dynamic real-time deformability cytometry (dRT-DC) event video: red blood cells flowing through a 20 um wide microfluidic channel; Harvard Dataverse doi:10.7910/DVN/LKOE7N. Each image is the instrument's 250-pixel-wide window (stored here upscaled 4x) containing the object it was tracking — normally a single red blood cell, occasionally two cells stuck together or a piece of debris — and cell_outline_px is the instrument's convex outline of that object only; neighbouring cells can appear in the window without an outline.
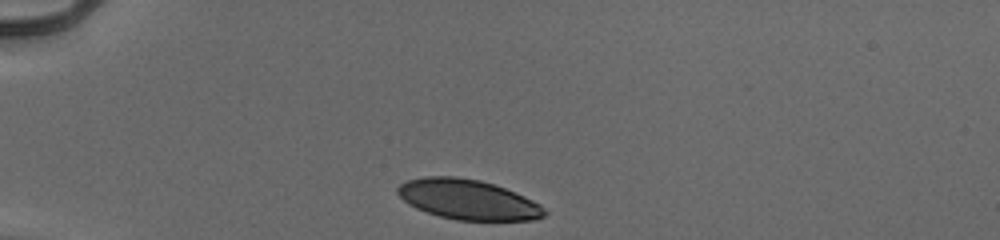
{"species": "human", "species_latin": "Homo sapiens", "temperature_condition": "cold", "stored_images_in_passage": 32, "camera_frame_rate_fps": 3000, "um_per_image_px": 0.085, "donor": {"sex": "male"}, "frame": {"image": 1, "passage_image": 1, "time_ms": 0.0, "image_size_px": [1000, 240], "cell_outline_px": [[548, 212], [544, 216], [536, 220], [456, 220], [440, 216], [416, 208], [408, 204], [396, 192], [396, 188], [400, 184], [408, 180], [424, 176], [452, 176], [480, 180], [504, 188], [524, 196], [540, 204]], "centroid_in_image_um": [39.77, 16.96], "position_along_channel_um": 45.2, "area_um2": 34.1}}
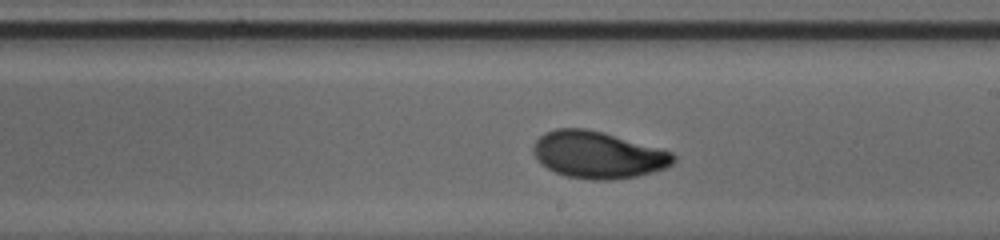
{"frame": {"image": 2, "passage_image": 19, "time_ms": 6.0, "image_size_px": [1000, 240], "cell_outline_px": [[676, 160], [672, 164], [664, 168], [652, 172], [636, 176], [612, 180], [592, 180], [568, 176], [556, 172], [540, 164], [532, 152], [532, 144], [544, 132], [556, 128], [584, 128], [600, 132], [660, 148], [672, 152], [676, 156]], "centroid_in_image_um": [50.79, 13.16], "position_along_channel_um": 238.2, "area_um2": 38.21}}
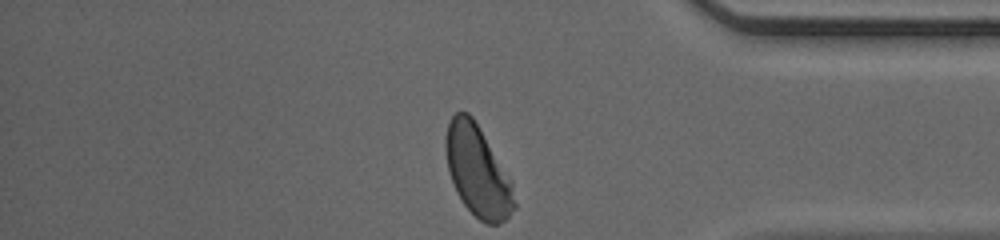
{"frame": {"image": 3, "passage_image": 32, "time_ms": 10.333, "image_size_px": [1000, 240], "cell_outline_px": [[516, 208], [500, 224], [488, 224], [480, 220], [464, 204], [456, 192], [448, 168], [444, 148], [444, 140], [448, 124], [452, 116], [456, 112], [468, 112], [472, 116], [512, 180], [516, 204]], "centroid_in_image_um": [40.6, 14.54], "position_along_channel_um": 394.6, "area_um2": 36.24}, "authors_computed_cell_mechanics": {"area_um2": 36.9631, "velocity_mm_per_s": 3.9386, "shape_relaxation_time_tau1_ms": 2.7565, "shape_relaxation_time_tau2_ms": 1.0165, "deformation_change_tau1": 0.1478, "deformation_change_tau2": 0.0549}}